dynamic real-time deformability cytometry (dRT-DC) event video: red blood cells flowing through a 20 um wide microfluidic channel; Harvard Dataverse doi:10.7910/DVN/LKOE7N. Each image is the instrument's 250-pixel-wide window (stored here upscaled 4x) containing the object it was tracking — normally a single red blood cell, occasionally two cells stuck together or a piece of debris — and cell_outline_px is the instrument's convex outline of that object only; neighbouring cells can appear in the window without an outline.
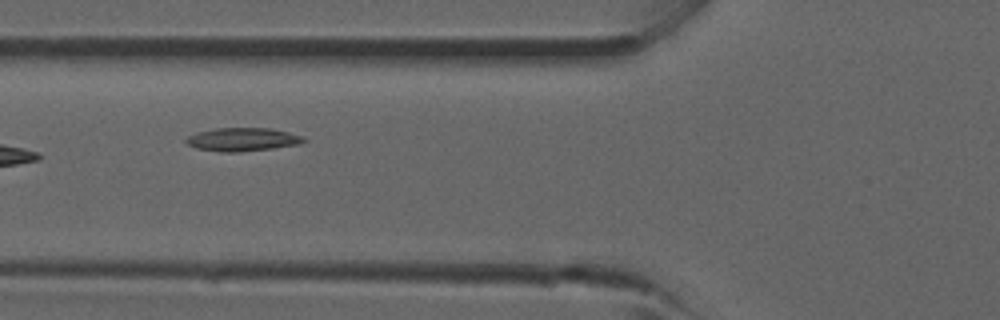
{"species": "common noctule bat (a hibernating species)", "species_latin": "Nyctalus noctula", "temperature_condition": "room temperature", "stored_images_in_passage": 5, "camera_frame_rate_fps": 3000, "um_per_image_px": 0.085, "animal": {"sex": "male", "forearm_length_mm": 52.5}, "frame": {"image": 1, "passage_image": 4, "time_ms": 3.333, "image_size_px": [1000, 320], "cell_outline_px": [[308, 140], [296, 144], [272, 148], [240, 152], [220, 152], [196, 148], [188, 144], [184, 140], [188, 136], [196, 132], [216, 128], [272, 128], [288, 132], [300, 136]], "centroid_in_image_um": [20.56, 11.85], "position_along_channel_um": 105.2, "area_um2": 15.9}}
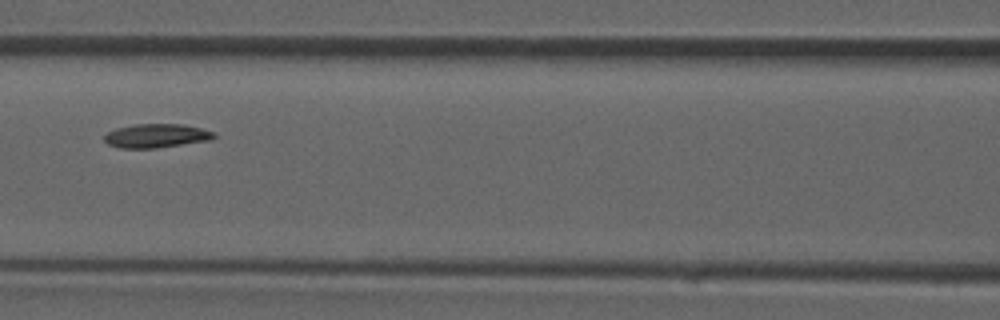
{"frame": {"image": 2, "passage_image": 5, "time_ms": 4.333, "image_size_px": [1000, 320], "cell_outline_px": [[216, 136], [212, 140], [156, 148], [120, 148], [108, 144], [104, 140], [104, 136], [108, 132], [116, 128], [136, 124], [180, 124], [200, 128], [216, 132]], "centroid_in_image_um": [13.31, 11.54], "position_along_channel_um": 153.3, "area_um2": 15.26}}